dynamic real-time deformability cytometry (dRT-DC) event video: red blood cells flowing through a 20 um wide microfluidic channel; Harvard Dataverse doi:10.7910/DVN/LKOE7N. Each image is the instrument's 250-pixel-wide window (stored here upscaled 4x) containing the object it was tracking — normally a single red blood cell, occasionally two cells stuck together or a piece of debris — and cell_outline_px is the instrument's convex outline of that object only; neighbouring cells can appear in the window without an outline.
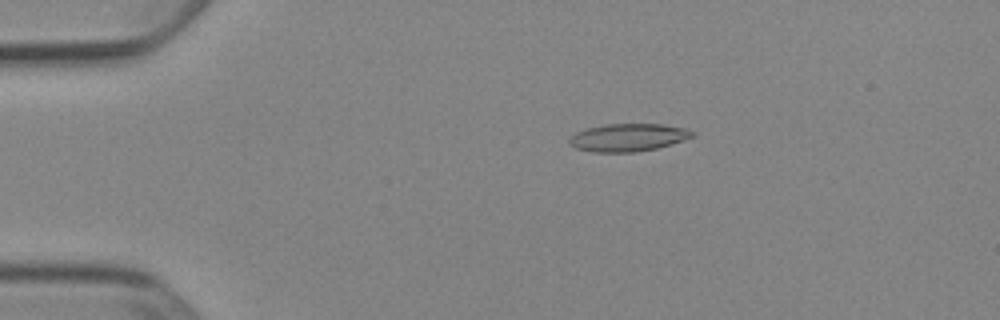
{"species": "Egyptian fruit bat (a non-hibernating species)", "species_latin": "Rousettus aegyptiacus", "temperature_condition": "cold", "stored_images_in_passage": 53, "camera_frame_rate_fps": 3000, "um_per_image_px": 0.085, "animal": {"sex": "female"}, "frame": {"image": 1, "passage_image": 11, "time_ms": 3.333, "image_size_px": [1000, 320], "cell_outline_px": [[692, 136], [656, 148], [636, 152], [592, 152], [576, 148], [568, 144], [568, 140], [576, 132], [588, 128], [608, 124], [664, 124], [684, 128], [692, 132]], "centroid_in_image_um": [53.31, 11.69], "position_along_channel_um": 31.7, "area_um2": 19.48}}
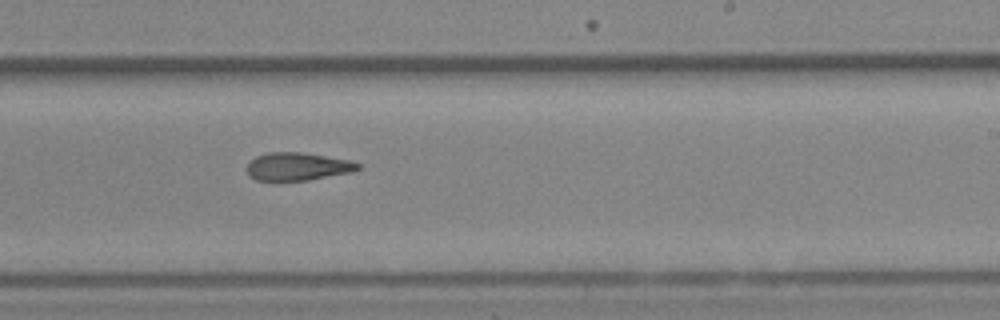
{"frame": {"image": 2, "passage_image": 33, "time_ms": 10.667, "image_size_px": [1000, 320], "cell_outline_px": [[360, 168], [352, 172], [308, 180], [256, 180], [248, 176], [248, 164], [256, 156], [268, 152], [300, 152], [348, 160], [360, 164]], "centroid_in_image_um": [25.28, 14.15], "position_along_channel_um": 263.7, "area_um2": 17.8}}
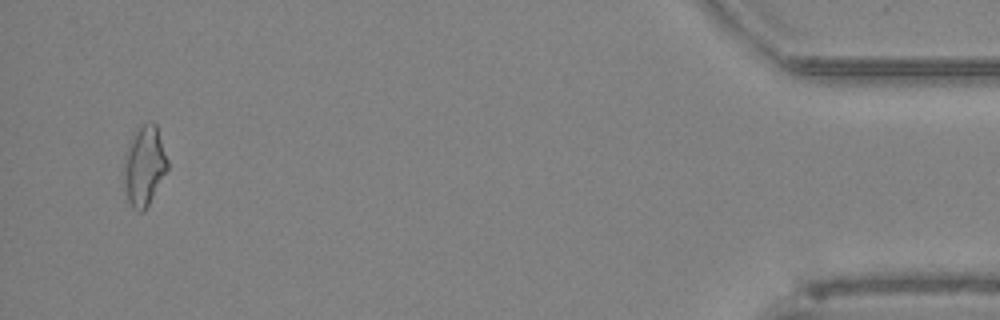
{"frame": {"image": 3, "passage_image": 51, "time_ms": 16.667, "image_size_px": [1000, 320], "cell_outline_px": [[168, 168], [144, 212], [136, 212], [132, 208], [128, 200], [124, 184], [124, 156], [128, 144], [132, 136], [144, 124], [152, 120], [156, 124], [168, 160]], "centroid_in_image_um": [12.26, 14.11], "position_along_channel_um": 422.9, "area_um2": 20.17}, "authors_computed_cell_mechanics": {"area_um2": 19.074, "velocity_mm_per_s": 3.9152, "shape_relaxation_time_tau1_ms": null, "shape_relaxation_time_tau2_ms": 7.7056, "deformation_change_tau1": null, "deformation_change_tau2": 0.201}}